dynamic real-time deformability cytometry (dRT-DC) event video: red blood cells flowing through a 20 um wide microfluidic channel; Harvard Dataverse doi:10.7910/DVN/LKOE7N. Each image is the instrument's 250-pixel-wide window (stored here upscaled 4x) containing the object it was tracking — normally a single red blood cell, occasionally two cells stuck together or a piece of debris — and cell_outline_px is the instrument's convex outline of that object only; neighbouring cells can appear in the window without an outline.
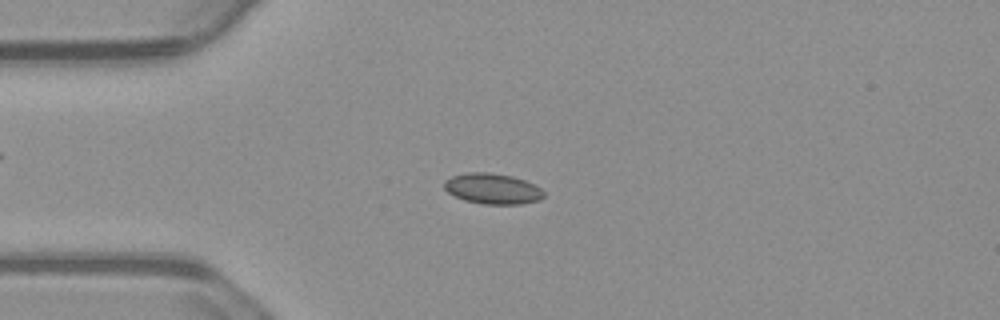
{"species": "common noctule bat (a hibernating species)", "species_latin": "Nyctalus noctula", "temperature_condition": "warm", "stored_images_in_passage": 55, "camera_frame_rate_fps": 3000, "um_per_image_px": 0.085, "animal": {"sex": "male", "body_mass_g": 23.1, "forearm_length_mm": 52.7}, "frame": {"image": 1, "passage_image": 13, "time_ms": 4.0, "image_size_px": [1000, 320], "cell_outline_px": [[544, 196], [540, 200], [520, 204], [484, 204], [464, 200], [448, 192], [444, 188], [444, 180], [452, 176], [468, 172], [488, 172], [512, 176], [524, 180], [540, 188], [544, 192]], "centroid_in_image_um": [41.86, 16.04], "position_along_channel_um": 43.1, "area_um2": 17.69}}
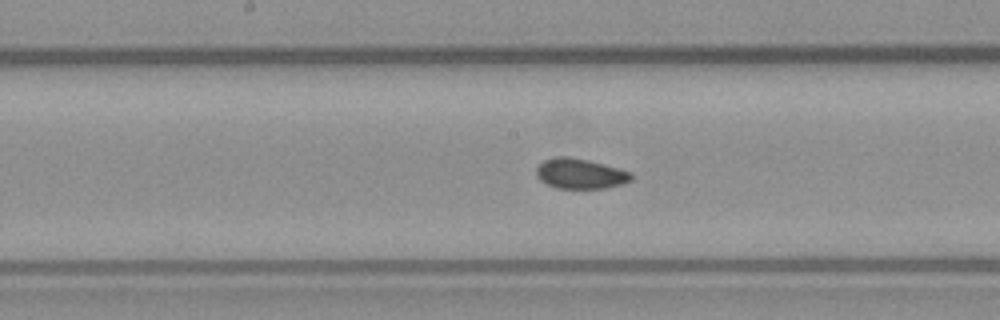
{"frame": {"image": 2, "passage_image": 27, "time_ms": 8.667, "image_size_px": [1000, 320], "cell_outline_px": [[632, 180], [620, 184], [604, 188], [556, 188], [540, 180], [536, 176], [536, 168], [544, 160], [556, 156], [568, 156], [588, 160], [632, 172]], "centroid_in_image_um": [49.3, 14.75], "position_along_channel_um": 198.9, "area_um2": 16.59}}
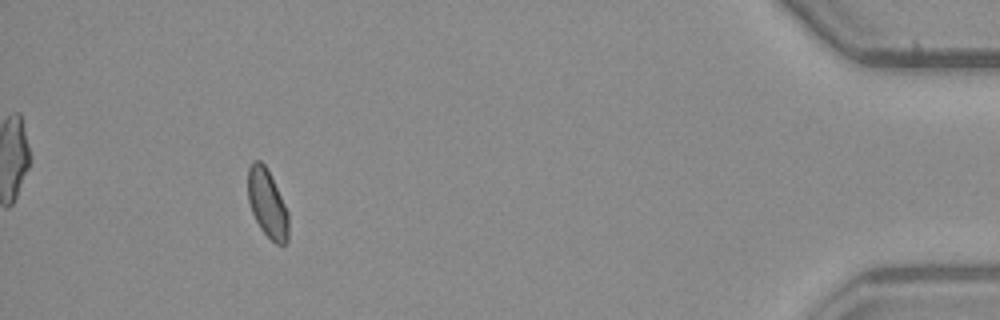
{"frame": {"image": 3, "passage_image": 50, "time_ms": 16.333, "image_size_px": [1000, 320], "cell_outline_px": [[288, 240], [284, 244], [276, 244], [260, 228], [252, 212], [248, 200], [248, 168], [252, 160], [260, 160], [264, 164], [288, 212]], "centroid_in_image_um": [22.7, 17.3], "position_along_channel_um": 412.5, "area_um2": 15.78}, "authors_computed_cell_mechanics": {"area_um2": 16.762, "velocity_mm_per_s": 3.711, "shape_relaxation_time_tau1_ms": 4.5397, "shape_relaxation_time_tau2_ms": 3.039, "deformation_change_tau1": 0.052, "deformation_change_tau2": 0.0505}}